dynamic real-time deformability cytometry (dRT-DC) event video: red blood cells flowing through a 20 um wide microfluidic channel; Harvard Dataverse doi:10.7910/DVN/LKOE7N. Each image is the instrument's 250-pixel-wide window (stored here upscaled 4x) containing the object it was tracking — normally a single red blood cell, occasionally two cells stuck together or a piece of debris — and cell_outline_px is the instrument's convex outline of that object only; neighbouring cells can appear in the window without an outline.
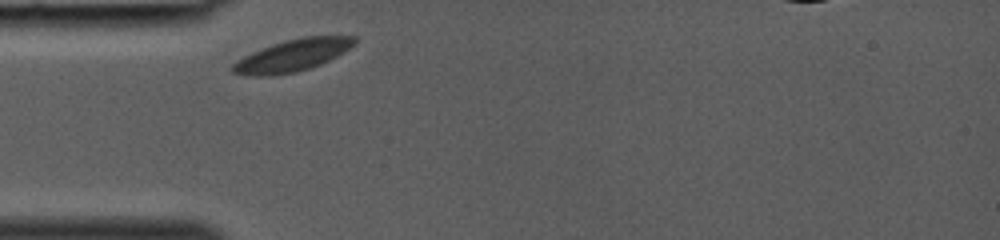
{"species": "common noctule bat (a hibernating species)", "species_latin": "Nyctalus noctula", "temperature_condition": "room temperature", "stored_images_in_passage": 5, "camera_frame_rate_fps": 3000, "um_per_image_px": 0.085, "animal": {"sex": "female", "body_mass_g": 19.0, "forearm_length_mm": 53.3}, "frame": {"image": 1, "passage_image": 1, "time_ms": 0.0, "image_size_px": [1000, 240], "cell_outline_px": [[356, 44], [344, 52], [312, 68], [296, 72], [272, 76], [244, 76], [232, 72], [232, 64], [236, 60], [252, 52], [272, 44], [284, 40], [300, 36], [356, 36]], "centroid_in_image_um": [24.85, 4.71], "position_along_channel_um": 60.2, "area_um2": 22.95}}
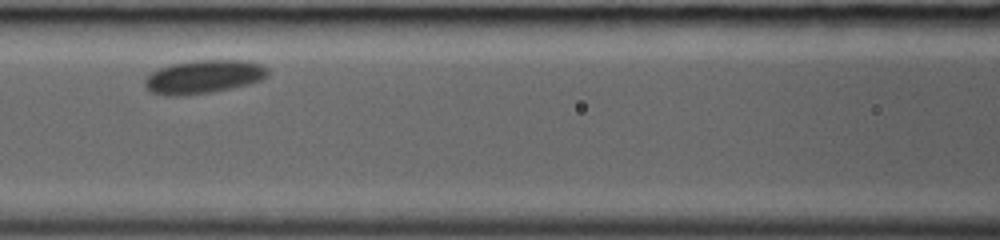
{"frame": {"image": 2, "passage_image": 4, "time_ms": 1.0, "image_size_px": [1000, 240], "cell_outline_px": [[268, 76], [260, 80], [248, 84], [232, 88], [212, 92], [176, 96], [168, 96], [152, 92], [144, 84], [144, 80], [152, 72], [160, 68], [172, 64], [196, 60], [248, 60], [260, 64], [268, 68]], "centroid_in_image_um": [17.34, 6.52], "position_along_channel_um": 149.3, "area_um2": 23.87}}
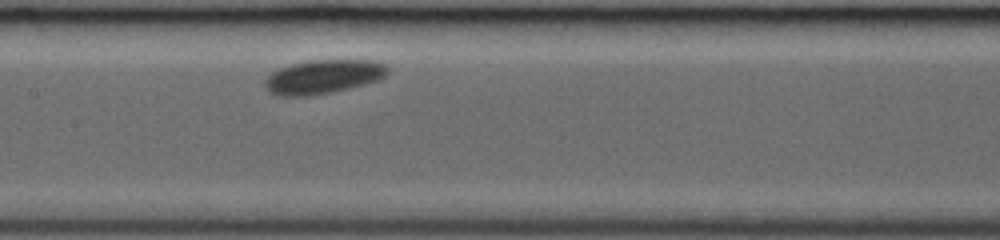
{"frame": {"image": 3, "passage_image": 5, "time_ms": 1.333, "image_size_px": [1000, 240], "cell_outline_px": [[388, 72], [380, 80], [332, 92], [308, 96], [280, 96], [268, 92], [264, 84], [264, 80], [272, 72], [280, 68], [292, 64], [308, 60], [372, 60], [384, 64], [388, 68]], "centroid_in_image_um": [27.45, 6.52], "position_along_channel_um": 179.9, "area_um2": 24.28}}